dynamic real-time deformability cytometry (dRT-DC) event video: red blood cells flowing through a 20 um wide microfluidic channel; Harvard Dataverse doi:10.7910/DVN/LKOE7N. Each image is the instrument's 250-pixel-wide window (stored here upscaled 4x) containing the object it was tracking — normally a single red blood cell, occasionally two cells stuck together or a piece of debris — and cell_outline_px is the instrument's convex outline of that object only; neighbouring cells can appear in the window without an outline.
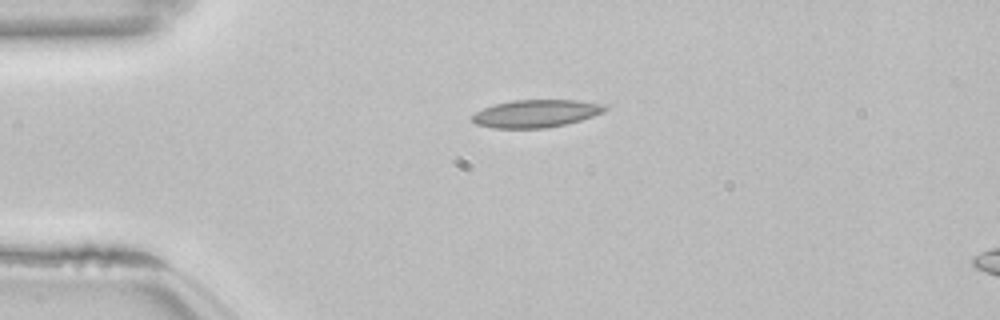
{"species": "common noctule bat (a hibernating species)", "species_latin": "Nyctalus noctula", "temperature_condition": "room temperature", "stored_images_in_passage": 42, "camera_frame_rate_fps": 3000, "um_per_image_px": 0.085, "animal": {"sex": "female", "body_mass_g": 22.7, "forearm_length_mm": 54.2}, "frame": {"image": 1, "passage_image": 1, "time_ms": 0.0, "image_size_px": [1000, 320], "cell_outline_px": [[608, 108], [604, 112], [580, 120], [564, 124], [544, 128], [492, 128], [476, 124], [472, 120], [472, 116], [476, 112], [484, 108], [496, 104], [512, 100], [576, 100], [608, 104]], "centroid_in_image_um": [45.59, 9.64], "position_along_channel_um": 39.4, "area_um2": 21.33}}
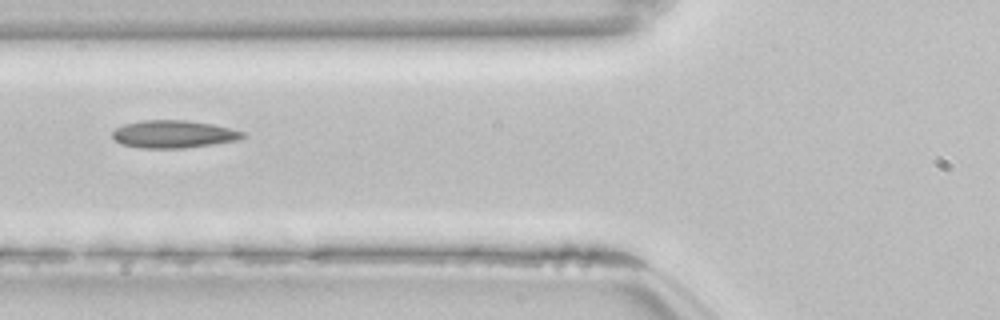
{"frame": {"image": 2, "passage_image": 9, "time_ms": 2.667, "image_size_px": [1000, 320], "cell_outline_px": [[248, 136], [240, 140], [184, 148], [140, 148], [120, 144], [112, 136], [112, 132], [116, 128], [124, 124], [140, 120], [184, 120], [212, 124], [244, 132]], "centroid_in_image_um": [14.75, 11.4], "position_along_channel_um": 111.1, "area_um2": 21.04}}
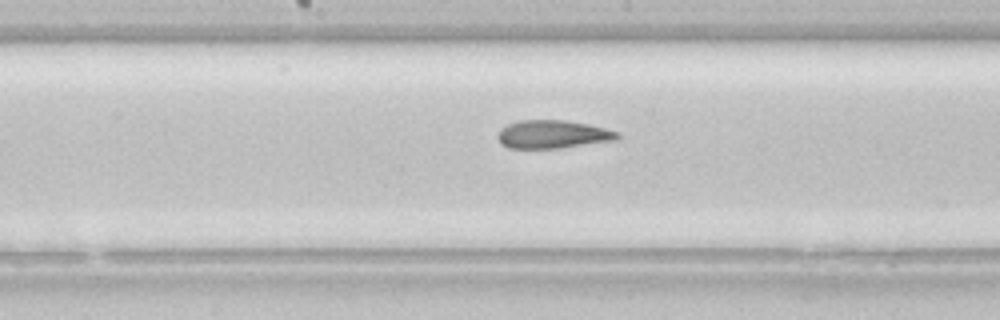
{"frame": {"image": 3, "passage_image": 16, "time_ms": 5.0, "image_size_px": [1000, 320], "cell_outline_px": [[620, 136], [616, 140], [560, 148], [508, 148], [500, 144], [496, 136], [500, 128], [508, 124], [520, 120], [564, 120], [588, 124], [620, 132]], "centroid_in_image_um": [46.95, 11.42], "position_along_channel_um": 201.2, "area_um2": 19.77}, "authors_computed_cell_mechanics": {"area_um2": 20.5768, "velocity_mm_per_s": 3.8419, "shape_relaxation_time_tau1_ms": null, "shape_relaxation_time_tau2_ms": 4.4767, "deformation_change_tau1": null, "deformation_change_tau2": 0.1198}}